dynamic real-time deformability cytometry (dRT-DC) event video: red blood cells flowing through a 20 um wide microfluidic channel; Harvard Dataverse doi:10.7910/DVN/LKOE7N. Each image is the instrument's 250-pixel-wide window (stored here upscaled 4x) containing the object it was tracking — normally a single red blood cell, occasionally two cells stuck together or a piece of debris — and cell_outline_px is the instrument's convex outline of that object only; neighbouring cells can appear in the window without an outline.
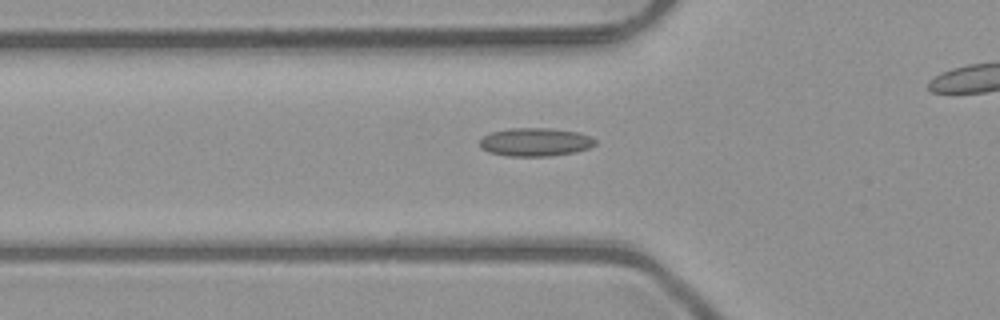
{"species": "common noctule bat (a hibernating species)", "species_latin": "Nyctalus noctula", "temperature_condition": "room temperature", "stored_images_in_passage": 42, "camera_frame_rate_fps": 3000, "um_per_image_px": 0.085, "animal": {"sex": "male", "body_mass_g": 23.1, "forearm_length_mm": 52.7}, "frame": {"image": 1, "passage_image": 18, "time_ms": 5.667, "image_size_px": [1000, 320], "cell_outline_px": [[596, 144], [588, 148], [572, 152], [548, 156], [508, 156], [488, 152], [480, 148], [480, 140], [484, 136], [492, 132], [508, 128], [548, 128], [576, 132], [588, 136], [596, 140]], "centroid_in_image_um": [45.45, 12.07], "position_along_channel_um": 80.3, "area_um2": 18.84}}
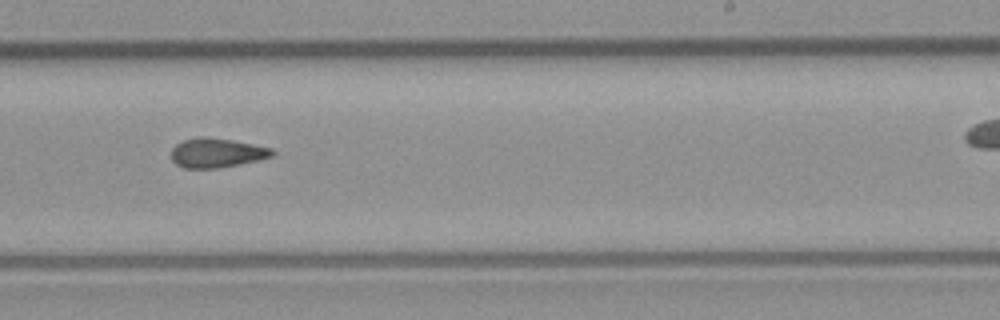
{"frame": {"image": 2, "passage_image": 32, "time_ms": 10.333, "image_size_px": [1000, 320], "cell_outline_px": [[276, 156], [220, 168], [184, 168], [176, 164], [172, 160], [172, 148], [176, 144], [184, 140], [204, 136], [208, 136], [232, 140], [272, 148], [276, 152]], "centroid_in_image_um": [18.45, 12.99], "position_along_channel_um": 270.5, "area_um2": 17.34}}
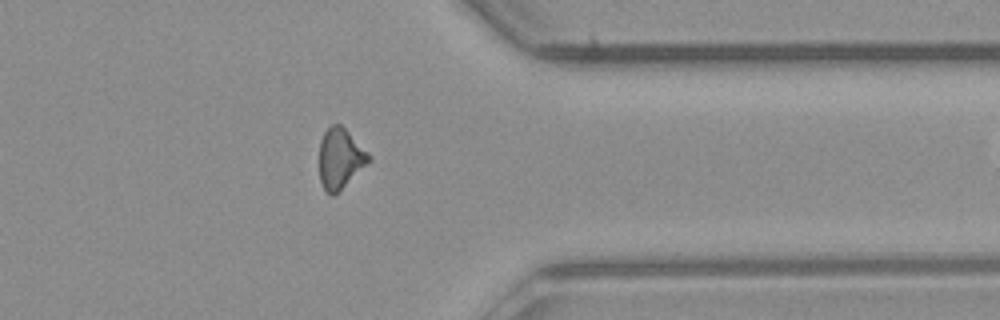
{"frame": {"image": 3, "passage_image": 41, "time_ms": 13.333, "image_size_px": [1000, 320], "cell_outline_px": [[372, 160], [332, 196], [324, 192], [320, 180], [320, 140], [324, 132], [332, 124], [340, 124], [372, 156]], "centroid_in_image_um": [28.91, 13.47], "position_along_channel_um": 382.5, "area_um2": 17.17}}